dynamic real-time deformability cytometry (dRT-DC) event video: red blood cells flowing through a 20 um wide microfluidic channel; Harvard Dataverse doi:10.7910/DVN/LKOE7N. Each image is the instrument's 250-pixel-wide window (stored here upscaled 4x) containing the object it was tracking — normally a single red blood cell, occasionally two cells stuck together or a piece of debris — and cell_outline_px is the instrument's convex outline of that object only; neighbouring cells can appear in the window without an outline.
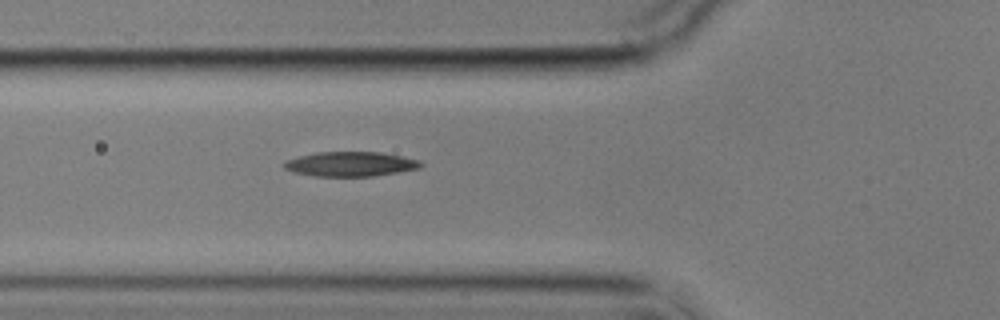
{"species": "common noctule bat (a hibernating species)", "species_latin": "Nyctalus noctula", "temperature_condition": "cold", "stored_images_in_passage": 5, "camera_frame_rate_fps": 3000, "um_per_image_px": 0.085, "animal": {"sex": "male", "body_mass_g": 17.9}, "frame": {"image": 1, "passage_image": 5, "time_ms": 6.0, "image_size_px": [1000, 320], "cell_outline_px": [[424, 164], [420, 168], [372, 176], [316, 176], [292, 172], [284, 168], [284, 160], [316, 152], [380, 152], [404, 156], [420, 160]], "centroid_in_image_um": [29.8, 13.93], "position_along_channel_um": 96.0, "area_um2": 19.65}}